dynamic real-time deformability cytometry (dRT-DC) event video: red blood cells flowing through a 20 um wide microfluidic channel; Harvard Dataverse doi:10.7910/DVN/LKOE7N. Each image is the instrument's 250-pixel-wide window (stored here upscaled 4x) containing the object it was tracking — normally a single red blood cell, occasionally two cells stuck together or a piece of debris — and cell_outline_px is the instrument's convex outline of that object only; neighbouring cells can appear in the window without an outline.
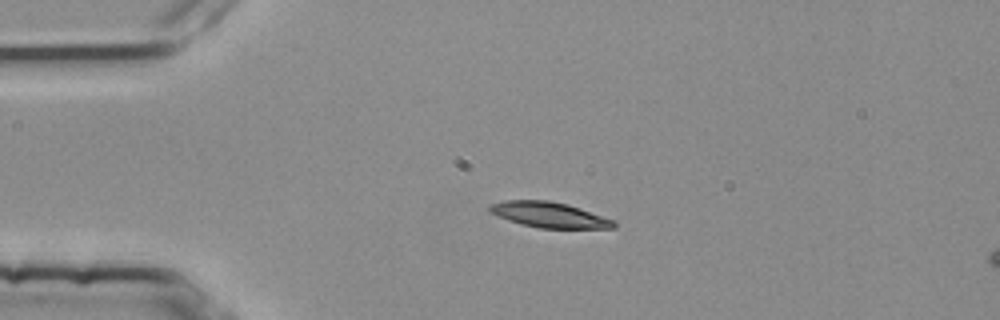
{"species": "common noctule bat (a hibernating species)", "species_latin": "Nyctalus noctula", "temperature_condition": "room temperature", "stored_images_in_passage": 3, "camera_frame_rate_fps": 3000, "um_per_image_px": 0.085, "animal": {"sex": "female", "body_mass_g": 25.1}, "frame": {"image": 1, "passage_image": 2, "time_ms": 0.333, "image_size_px": [1000, 320], "cell_outline_px": [[616, 228], [540, 228], [508, 220], [492, 212], [488, 208], [488, 204], [504, 200], [548, 200], [568, 204], [616, 220]], "centroid_in_image_um": [46.73, 18.25], "position_along_channel_um": 38.3, "area_um2": 18.38}}